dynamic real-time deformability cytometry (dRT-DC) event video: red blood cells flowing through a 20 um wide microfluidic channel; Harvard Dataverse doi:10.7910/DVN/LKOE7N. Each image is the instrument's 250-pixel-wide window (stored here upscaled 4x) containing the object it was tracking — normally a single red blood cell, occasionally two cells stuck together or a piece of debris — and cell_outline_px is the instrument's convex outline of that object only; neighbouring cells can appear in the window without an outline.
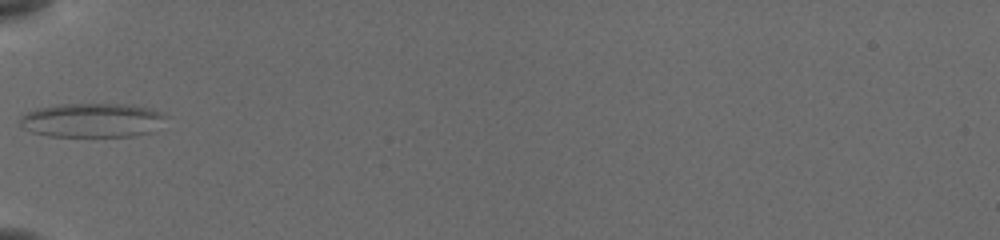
{"species": "common noctule bat (a hibernating species)", "species_latin": "Nyctalus noctula", "temperature_condition": "cold", "stored_images_in_passage": 22, "camera_frame_rate_fps": 3000, "um_per_image_px": 0.085, "animal": {"sex": "female", "body_mass_g": 19.5, "forearm_length_mm": 54.1}, "frame": {"image": 1, "passage_image": 1, "time_ms": 0.0, "image_size_px": [1000, 240], "cell_outline_px": [[160, 116], [156, 132], [136, 136], [48, 136], [32, 132], [24, 128], [20, 124], [20, 116], [24, 112], [36, 108], [64, 104], [116, 104], [144, 108], [156, 112]], "centroid_in_image_um": [7.69, 10.24], "position_along_channel_um": 77.3, "area_um2": 28.44}}
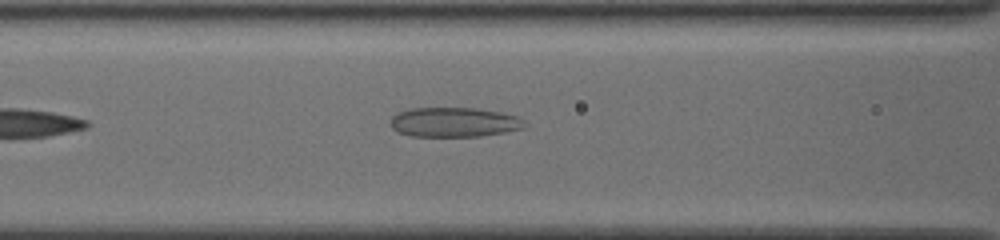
{"frame": {"image": 2, "passage_image": 5, "time_ms": 1.333, "image_size_px": [1000, 240], "cell_outline_px": [[524, 128], [504, 132], [480, 136], [408, 136], [396, 132], [392, 128], [392, 116], [400, 112], [412, 108], [476, 108], [516, 116], [524, 120]], "centroid_in_image_um": [38.57, 10.39], "position_along_channel_um": 128.0, "area_um2": 22.89}}
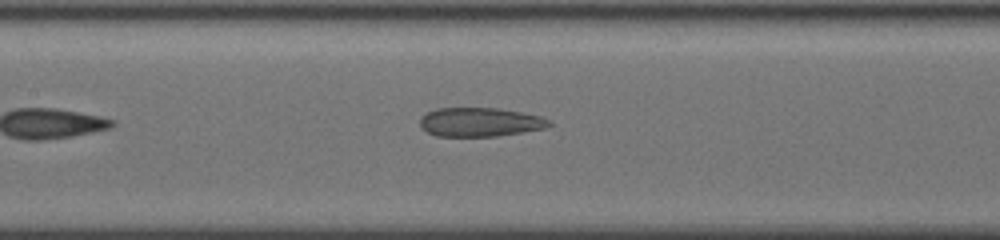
{"frame": {"image": 3, "passage_image": 8, "time_ms": 2.333, "image_size_px": [1000, 240], "cell_outline_px": [[552, 124], [544, 128], [524, 132], [496, 136], [436, 136], [420, 128], [420, 120], [428, 112], [440, 108], [496, 108], [520, 112], [536, 116], [548, 120]], "centroid_in_image_um": [40.77, 10.39], "position_along_channel_um": 166.6, "area_um2": 21.44}}